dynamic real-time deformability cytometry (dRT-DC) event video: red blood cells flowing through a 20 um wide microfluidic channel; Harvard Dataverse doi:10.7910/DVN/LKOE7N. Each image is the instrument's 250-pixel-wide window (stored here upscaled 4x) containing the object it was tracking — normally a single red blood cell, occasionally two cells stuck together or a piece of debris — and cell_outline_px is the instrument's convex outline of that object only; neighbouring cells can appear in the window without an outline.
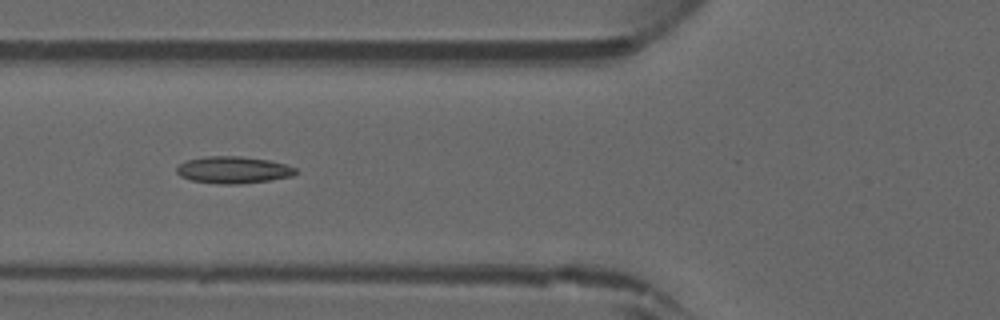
{"species": "common noctule bat (a hibernating species)", "species_latin": "Nyctalus noctula", "temperature_condition": "warm", "stored_images_in_passage": 11, "camera_frame_rate_fps": 3000, "um_per_image_px": 0.085, "animal": {"sex": "male", "forearm_length_mm": 52.5}, "frame": {"image": 1, "passage_image": 4, "time_ms": 1.0, "image_size_px": [1000, 320], "cell_outline_px": [[300, 172], [292, 176], [268, 180], [240, 184], [216, 184], [192, 180], [180, 176], [176, 172], [176, 164], [188, 160], [204, 156], [240, 156], [268, 160], [284, 164], [296, 168]], "centroid_in_image_um": [19.8, 14.44], "position_along_channel_um": 106.0, "area_um2": 18.79}}
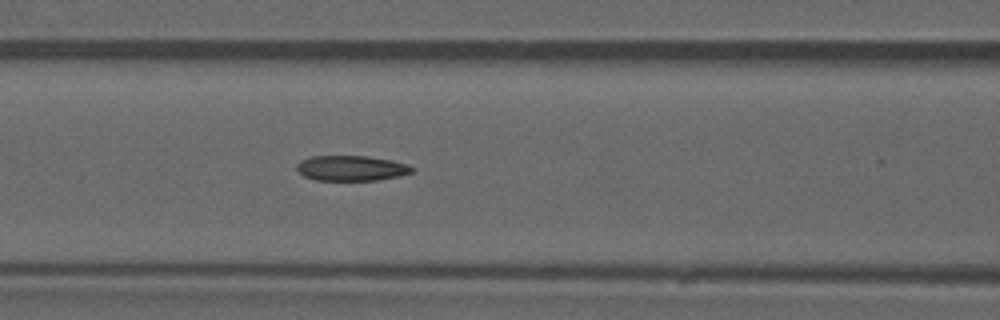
{"frame": {"image": 2, "passage_image": 6, "time_ms": 1.667, "image_size_px": [1000, 320], "cell_outline_px": [[416, 168], [412, 172], [400, 176], [376, 180], [316, 180], [304, 176], [296, 172], [296, 164], [300, 160], [312, 156], [368, 156], [392, 160], [408, 164]], "centroid_in_image_um": [29.85, 14.29], "position_along_channel_um": 136.7, "area_um2": 17.17}}